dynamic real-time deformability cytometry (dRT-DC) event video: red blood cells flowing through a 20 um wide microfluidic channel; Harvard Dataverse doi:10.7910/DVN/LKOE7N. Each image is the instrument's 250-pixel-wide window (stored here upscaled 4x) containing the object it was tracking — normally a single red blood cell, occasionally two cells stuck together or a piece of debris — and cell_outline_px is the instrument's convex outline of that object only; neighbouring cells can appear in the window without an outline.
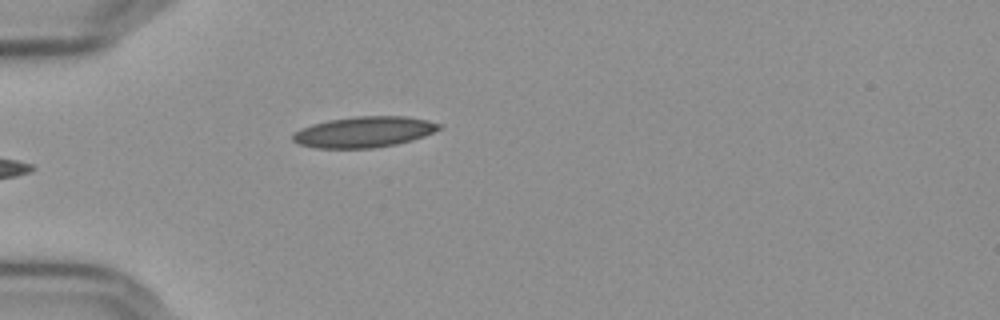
{"species": "Egyptian fruit bat (a non-hibernating species)", "species_latin": "Rousettus aegyptiacus", "temperature_condition": "cold", "stored_images_in_passage": 6, "camera_frame_rate_fps": 3000, "um_per_image_px": 0.085, "frame": {"image": 1, "passage_image": 6, "time_ms": 1.667, "image_size_px": [1000, 320], "cell_outline_px": [[440, 128], [424, 136], [412, 140], [396, 144], [372, 148], [316, 148], [300, 144], [292, 140], [292, 132], [300, 128], [312, 124], [328, 120], [356, 116], [404, 116], [428, 120], [440, 124]], "centroid_in_image_um": [30.9, 11.21], "position_along_channel_um": 54.1, "area_um2": 26.24}}